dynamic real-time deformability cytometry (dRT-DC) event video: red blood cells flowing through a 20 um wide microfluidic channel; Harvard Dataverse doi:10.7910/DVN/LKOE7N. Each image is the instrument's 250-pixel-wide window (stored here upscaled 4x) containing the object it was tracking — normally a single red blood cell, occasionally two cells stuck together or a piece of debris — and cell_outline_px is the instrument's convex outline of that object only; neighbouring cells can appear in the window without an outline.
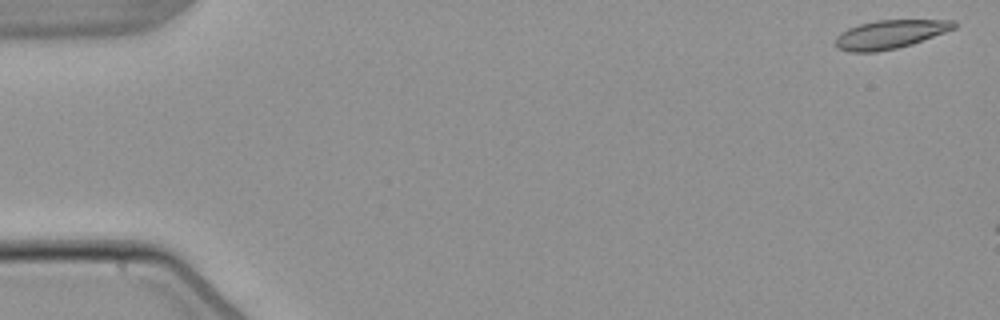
{"species": "common noctule bat (a hibernating species)", "species_latin": "Nyctalus noctula", "temperature_condition": "warm", "stored_images_in_passage": 3, "camera_frame_rate_fps": 3000, "um_per_image_px": 0.085, "animal": {"sex": "male", "body_mass_g": 21.5, "forearm_length_mm": 52.0}, "frame": {"image": 1, "passage_image": 1, "time_ms": 0.0, "image_size_px": [1000, 320], "cell_outline_px": [[956, 28], [912, 44], [896, 48], [876, 52], [848, 52], [836, 48], [836, 36], [840, 32], [848, 28], [860, 24], [876, 20], [956, 20]], "centroid_in_image_um": [75.63, 2.92], "position_along_channel_um": 9.4, "area_um2": 19.77}}